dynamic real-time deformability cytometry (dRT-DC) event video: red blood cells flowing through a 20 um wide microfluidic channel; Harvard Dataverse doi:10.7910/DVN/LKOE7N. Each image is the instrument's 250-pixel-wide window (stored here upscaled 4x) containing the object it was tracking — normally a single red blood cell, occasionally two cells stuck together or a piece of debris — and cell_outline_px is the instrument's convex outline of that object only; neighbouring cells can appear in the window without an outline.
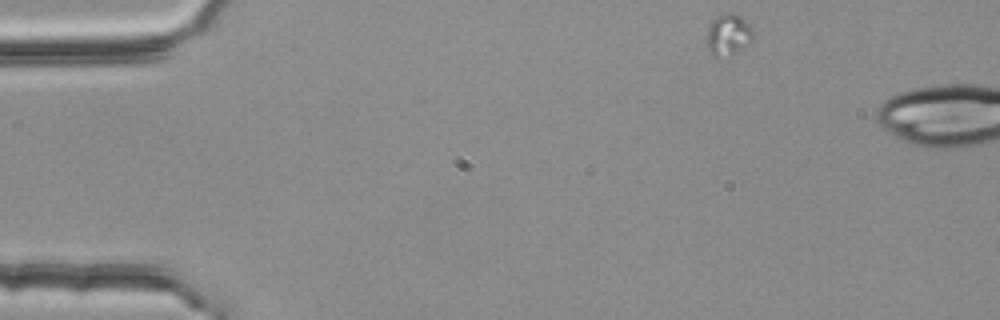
{"species": "common noctule bat (a hibernating species)", "species_latin": "Nyctalus noctula", "temperature_condition": "room temperature", "stored_images_in_passage": 4, "camera_frame_rate_fps": 3000, "um_per_image_px": 0.085, "animal": {"sex": "female", "body_mass_g": 25.1}, "frame": {"image": 1, "passage_image": 1, "time_ms": 0.0, "image_size_px": [1000, 320], "cell_outline_px": [[752, 40], [748, 44], [732, 52], [716, 56], [712, 56], [708, 52], [708, 28], [712, 20], [716, 16], [728, 12], [740, 16], [752, 28]], "centroid_in_image_um": [61.88, 2.9], "position_along_channel_um": 23.1, "area_um2": 10.64}}